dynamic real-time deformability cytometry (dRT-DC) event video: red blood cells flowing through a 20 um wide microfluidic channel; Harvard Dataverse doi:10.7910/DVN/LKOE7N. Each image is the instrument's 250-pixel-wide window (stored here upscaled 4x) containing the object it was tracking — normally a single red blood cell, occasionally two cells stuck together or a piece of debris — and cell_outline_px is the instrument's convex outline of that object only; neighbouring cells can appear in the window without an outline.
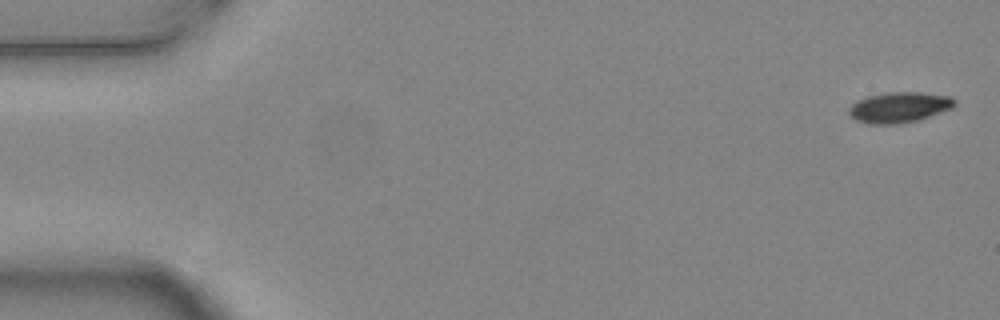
{"species": "common noctule bat (a hibernating species)", "species_latin": "Nyctalus noctula", "temperature_condition": "warm", "stored_images_in_passage": 4, "camera_frame_rate_fps": 3000, "um_per_image_px": 0.085, "animal": {"sex": "female", "body_mass_g": 24.6, "forearm_length_mm": 56.2}, "frame": {"image": 1, "passage_image": 1, "time_ms": 0.0, "image_size_px": [1000, 320], "cell_outline_px": [[956, 104], [952, 108], [920, 120], [896, 124], [868, 124], [856, 120], [848, 112], [848, 108], [856, 100], [868, 96], [888, 92], [916, 92], [952, 96], [956, 100]], "centroid_in_image_um": [76.44, 9.12], "position_along_channel_um": 8.6, "area_um2": 18.96}}
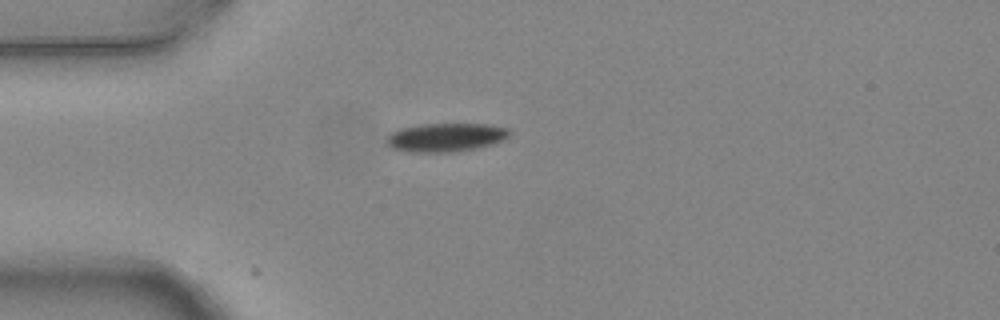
{"frame": {"image": 2, "passage_image": 4, "time_ms": 1.0, "image_size_px": [1000, 320], "cell_outline_px": [[512, 132], [504, 140], [492, 144], [476, 148], [452, 152], [408, 152], [392, 148], [384, 140], [392, 132], [400, 128], [420, 124], [488, 124], [508, 128]], "centroid_in_image_um": [37.89, 11.67], "position_along_channel_um": 47.1, "area_um2": 20.58}}